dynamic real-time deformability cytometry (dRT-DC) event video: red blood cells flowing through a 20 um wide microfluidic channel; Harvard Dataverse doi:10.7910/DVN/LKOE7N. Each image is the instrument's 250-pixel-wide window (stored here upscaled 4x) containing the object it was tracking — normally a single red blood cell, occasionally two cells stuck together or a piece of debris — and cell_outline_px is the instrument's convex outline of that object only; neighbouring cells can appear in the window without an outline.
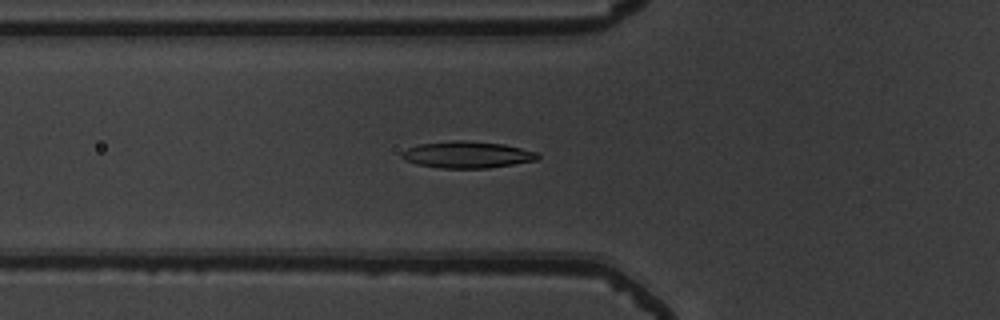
{"species": "common noctule bat (a hibernating species)", "species_latin": "Nyctalus noctula", "temperature_condition": "warm", "stored_images_in_passage": 53, "camera_frame_rate_fps": 3000, "um_per_image_px": 0.085, "animal": {"sex": "male", "body_mass_g": 19.5, "forearm_length_mm": 54.6}, "frame": {"image": 1, "passage_image": 20, "time_ms": 6.333, "image_size_px": [1000, 320], "cell_outline_px": [[540, 156], [536, 160], [488, 168], [440, 168], [416, 164], [404, 160], [400, 156], [400, 152], [408, 148], [420, 144], [452, 140], [464, 140], [504, 144], [540, 152]], "centroid_in_image_um": [39.7, 13.14], "position_along_channel_um": 86.1, "area_um2": 21.27}}
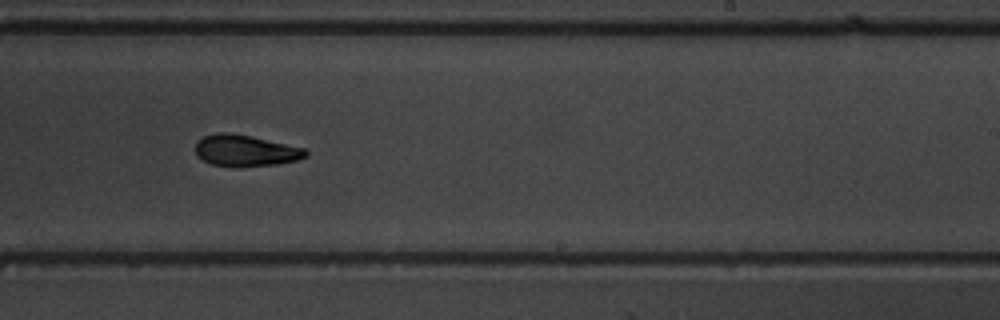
{"frame": {"image": 2, "passage_image": 34, "time_ms": 11.0, "image_size_px": [1000, 320], "cell_outline_px": [[308, 156], [296, 160], [276, 164], [236, 168], [212, 164], [196, 156], [196, 140], [204, 136], [216, 132], [228, 132], [252, 136], [304, 148], [308, 152]], "centroid_in_image_um": [20.84, 12.8], "position_along_channel_um": 268.2, "area_um2": 20.4}}
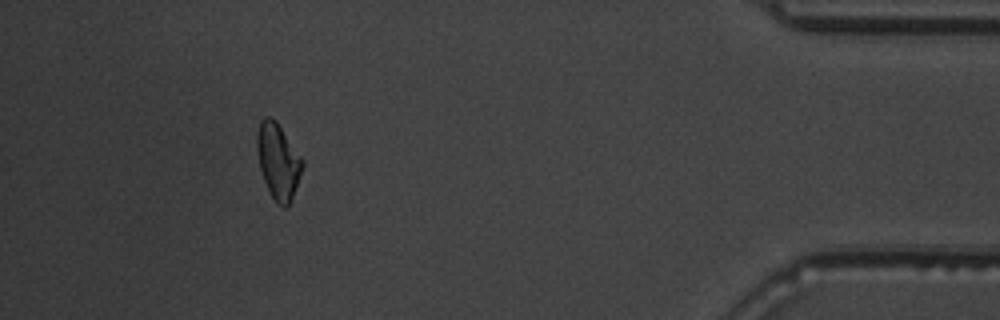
{"frame": {"image": 3, "passage_image": 49, "time_ms": 16.0, "image_size_px": [1000, 320], "cell_outline_px": [[304, 164], [288, 208], [284, 208], [276, 204], [264, 180], [260, 168], [256, 148], [256, 136], [260, 120], [264, 116], [268, 116], [276, 120], [304, 160]], "centroid_in_image_um": [23.63, 13.68], "position_along_channel_um": 411.6, "area_um2": 20.06}, "authors_computed_cell_mechanics": {"area_um2": 20.1144, "velocity_mm_per_s": 3.9046, "shape_relaxation_time_tau1_ms": 6.8332, "shape_relaxation_time_tau2_ms": 5.792, "deformation_change_tau1": 0.1877, "deformation_change_tau2": 0.1322}}